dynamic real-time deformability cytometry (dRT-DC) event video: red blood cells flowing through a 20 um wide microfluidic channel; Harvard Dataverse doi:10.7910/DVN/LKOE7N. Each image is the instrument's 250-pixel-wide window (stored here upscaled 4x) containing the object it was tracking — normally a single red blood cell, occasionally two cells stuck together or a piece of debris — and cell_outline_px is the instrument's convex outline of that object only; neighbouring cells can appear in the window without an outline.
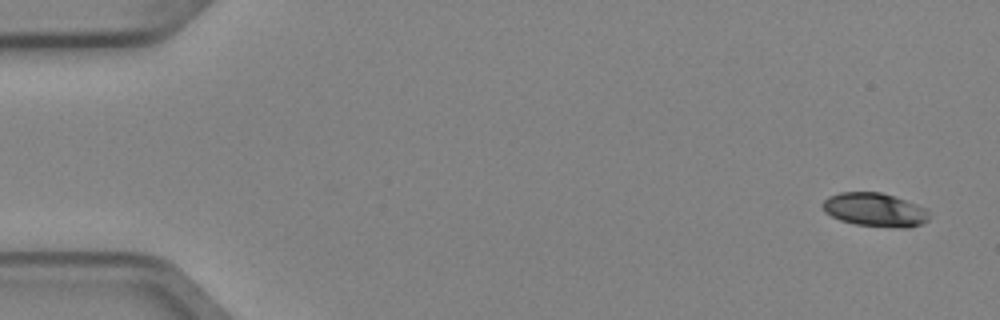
{"species": "Egyptian fruit bat (a non-hibernating species)", "species_latin": "Rousettus aegyptiacus", "temperature_condition": "cold", "stored_images_in_passage": 5, "camera_frame_rate_fps": 3000, "um_per_image_px": 0.085, "animal": {"sex": "female"}, "frame": {"image": 1, "passage_image": 1, "time_ms": 0.0, "image_size_px": [1000, 320], "cell_outline_px": [[928, 220], [920, 224], [908, 228], [900, 228], [856, 224], [840, 220], [824, 212], [820, 204], [828, 196], [840, 192], [880, 192], [928, 208]], "centroid_in_image_um": [74.33, 17.83], "position_along_channel_um": 10.7, "area_um2": 20.87}}